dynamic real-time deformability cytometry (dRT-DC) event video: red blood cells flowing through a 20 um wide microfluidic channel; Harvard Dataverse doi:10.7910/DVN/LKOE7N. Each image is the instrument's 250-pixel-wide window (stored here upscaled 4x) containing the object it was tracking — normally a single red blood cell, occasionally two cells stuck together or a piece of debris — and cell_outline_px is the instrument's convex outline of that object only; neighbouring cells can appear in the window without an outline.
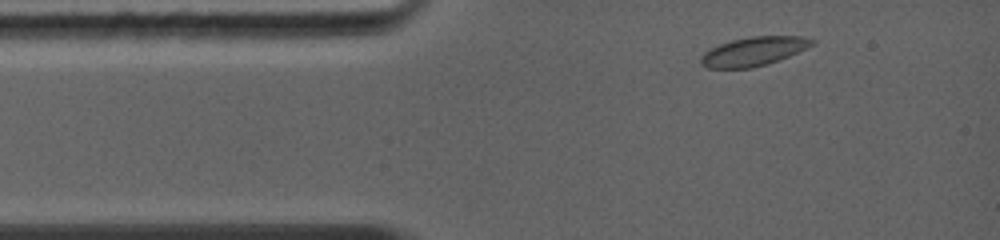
{"species": "common noctule bat (a hibernating species)", "species_latin": "Nyctalus noctula", "temperature_condition": "warm", "stored_images_in_passage": 8, "camera_frame_rate_fps": 5000, "um_per_image_px": 0.085, "animal": {"sex": "female", "body_mass_g": 19.0, "forearm_length_mm": 56.7}, "frame": {"image": 1, "passage_image": 1, "time_ms": 0.0, "image_size_px": [1000, 240], "cell_outline_px": [[816, 44], [780, 60], [768, 64], [752, 68], [708, 68], [700, 64], [700, 56], [704, 52], [720, 44], [732, 40], [752, 36], [804, 36], [816, 40]], "centroid_in_image_um": [64.09, 4.37], "position_along_channel_um": 20.9, "area_um2": 18.9}}
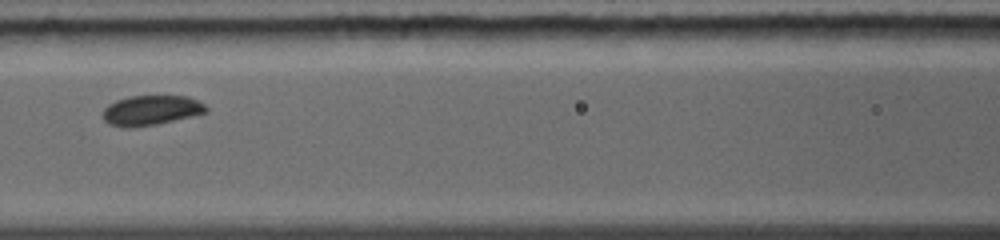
{"frame": {"image": 2, "passage_image": 5, "time_ms": 3.8, "image_size_px": [1000, 240], "cell_outline_px": [[208, 112], [192, 116], [156, 124], [136, 128], [124, 128], [108, 124], [104, 120], [104, 108], [108, 104], [116, 100], [128, 96], [188, 96], [204, 104], [208, 108]], "centroid_in_image_um": [12.82, 9.38], "position_along_channel_um": 153.8, "area_um2": 18.09}}
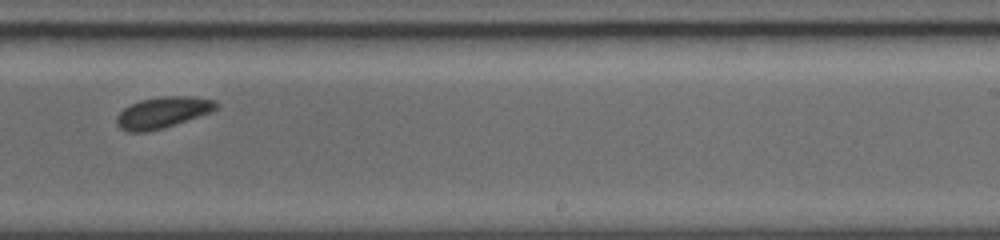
{"frame": {"image": 3, "passage_image": 8, "time_ms": 6.6, "image_size_px": [1000, 240], "cell_outline_px": [[220, 104], [212, 112], [164, 128], [148, 132], [128, 132], [120, 128], [116, 124], [116, 116], [124, 108], [140, 100], [160, 96], [192, 96], [216, 100]], "centroid_in_image_um": [13.85, 9.56], "position_along_channel_um": 275.2, "area_um2": 18.32}}